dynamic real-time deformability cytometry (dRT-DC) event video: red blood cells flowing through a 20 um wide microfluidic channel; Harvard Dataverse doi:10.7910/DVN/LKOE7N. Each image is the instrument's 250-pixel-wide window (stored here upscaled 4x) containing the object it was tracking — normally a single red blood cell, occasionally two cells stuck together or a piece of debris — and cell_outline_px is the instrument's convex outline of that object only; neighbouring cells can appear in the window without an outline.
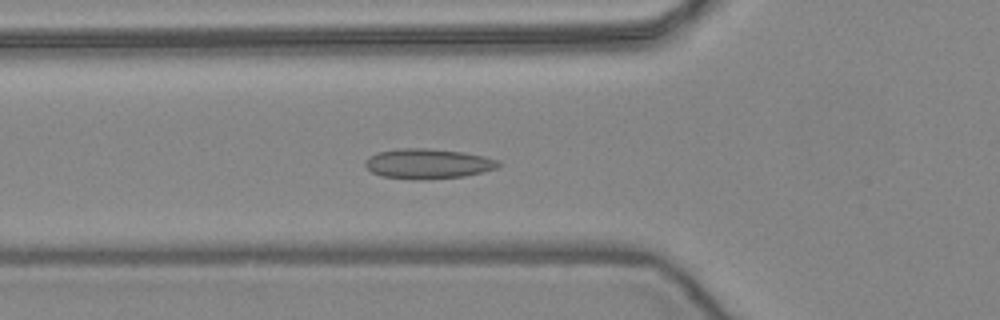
{"species": "common noctule bat (a hibernating species)", "species_latin": "Nyctalus noctula", "temperature_condition": "warm", "stored_images_in_passage": 45, "camera_frame_rate_fps": 3000, "um_per_image_px": 0.085, "animal": {"sex": "female", "body_mass_g": 24.6, "forearm_length_mm": 56.2}, "frame": {"image": 1, "passage_image": 18, "time_ms": 5.667, "image_size_px": [1000, 320], "cell_outline_px": [[500, 164], [496, 168], [484, 172], [464, 176], [380, 176], [372, 172], [364, 164], [364, 160], [368, 156], [376, 152], [396, 148], [428, 148], [464, 152], [484, 156], [500, 160]], "centroid_in_image_um": [36.38, 13.84], "position_along_channel_um": 89.4, "area_um2": 22.37}}
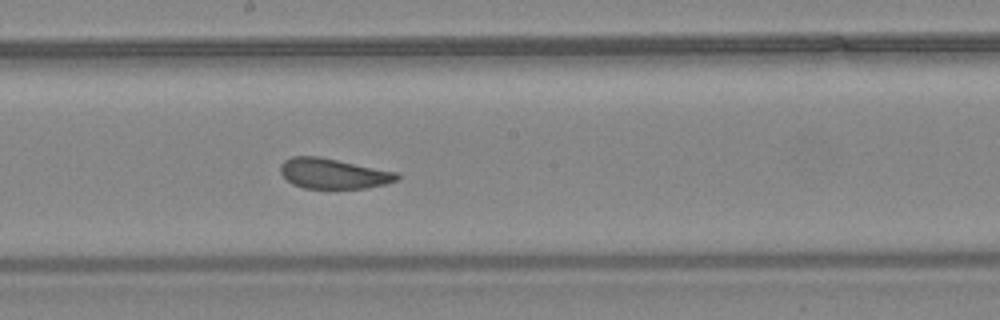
{"frame": {"image": 2, "passage_image": 28, "time_ms": 9.0, "image_size_px": [1000, 320], "cell_outline_px": [[400, 176], [396, 180], [384, 184], [364, 188], [304, 188], [292, 184], [280, 172], [280, 164], [284, 160], [292, 156], [320, 156], [396, 172]], "centroid_in_image_um": [28.29, 14.74], "position_along_channel_um": 219.9, "area_um2": 20.4}}
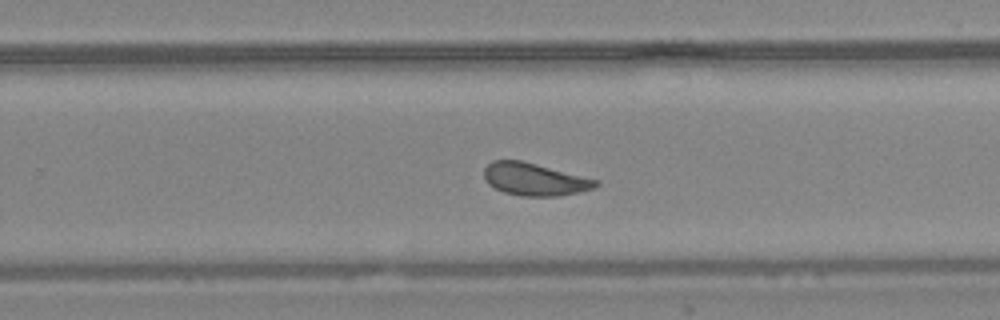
{"frame": {"image": 3, "passage_image": 33, "time_ms": 10.667, "image_size_px": [1000, 320], "cell_outline_px": [[600, 184], [592, 188], [580, 192], [560, 196], [520, 196], [504, 192], [488, 184], [484, 176], [484, 168], [492, 160], [520, 160], [600, 180]], "centroid_in_image_um": [45.45, 15.24], "position_along_channel_um": 284.4, "area_um2": 21.15}, "authors_computed_cell_mechanics": {"area_um2": 21.675, "velocity_mm_per_s": 3.9022, "shape_relaxation_time_tau1_ms": 4.788, "shape_relaxation_time_tau2_ms": 1.241, "deformation_change_tau1": 0.1142, "deformation_change_tau2": 0.0597}}